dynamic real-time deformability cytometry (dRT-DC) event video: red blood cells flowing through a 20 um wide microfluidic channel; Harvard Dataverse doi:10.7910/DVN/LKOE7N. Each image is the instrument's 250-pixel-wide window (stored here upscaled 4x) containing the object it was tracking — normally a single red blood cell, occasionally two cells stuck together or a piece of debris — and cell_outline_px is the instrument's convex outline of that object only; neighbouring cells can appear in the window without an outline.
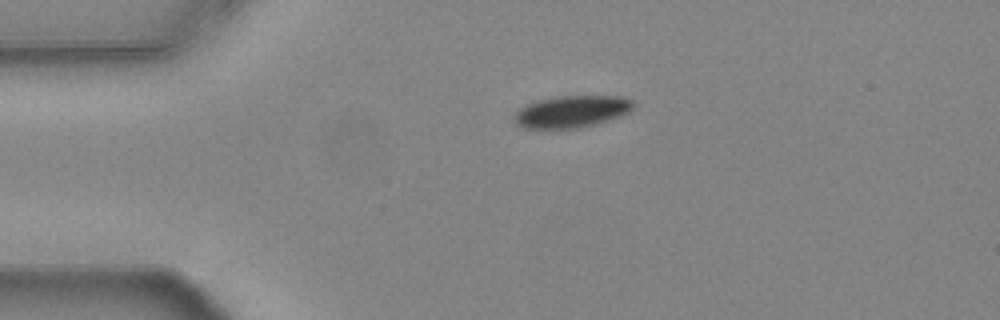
{"species": "common noctule bat (a hibernating species)", "species_latin": "Nyctalus noctula", "temperature_condition": "warm", "stored_images_in_passage": 44, "camera_frame_rate_fps": 3000, "um_per_image_px": 0.085, "animal": {"sex": "female", "body_mass_g": 24.6, "forearm_length_mm": 56.2}, "frame": {"image": 1, "passage_image": 1, "time_ms": 0.0, "image_size_px": [1000, 320], "cell_outline_px": [[632, 108], [628, 112], [620, 116], [596, 124], [580, 128], [524, 128], [516, 124], [512, 116], [520, 108], [528, 104], [540, 100], [556, 96], [624, 96], [632, 100]], "centroid_in_image_um": [48.58, 9.48], "position_along_channel_um": 36.4, "area_um2": 22.08}}
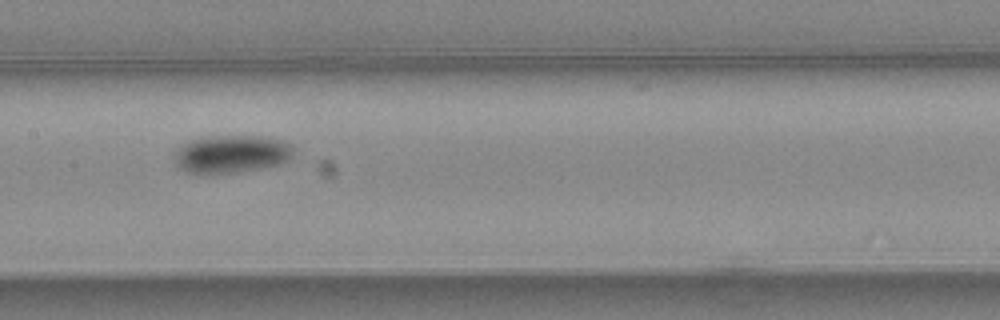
{"frame": {"image": 2, "passage_image": 16, "time_ms": 5.0, "image_size_px": [1000, 320], "cell_outline_px": [[292, 156], [288, 160], [280, 164], [236, 172], [184, 172], [176, 164], [176, 152], [184, 144], [192, 140], [204, 136], [268, 136], [284, 140], [292, 148]], "centroid_in_image_um": [19.71, 13.06], "position_along_channel_um": 187.7, "area_um2": 25.78}}
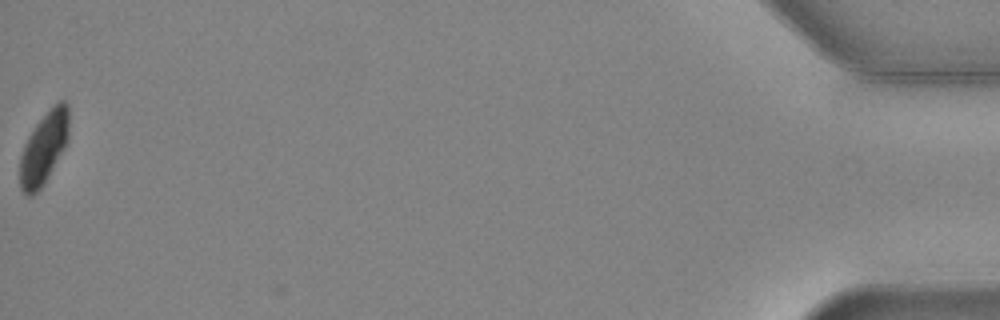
{"frame": {"image": 3, "passage_image": 44, "time_ms": 14.333, "image_size_px": [1000, 320], "cell_outline_px": [[68, 140], [64, 148], [44, 184], [32, 196], [28, 196], [20, 188], [20, 156], [24, 144], [28, 136], [36, 124], [48, 108], [60, 100], [64, 100], [68, 104]], "centroid_in_image_um": [3.72, 12.55], "position_along_channel_um": 431.5, "area_um2": 20.58}, "authors_computed_cell_mechanics": {"area_um2": 23.8136, "velocity_mm_per_s": 3.7407, "shape_relaxation_time_tau1_ms": 3.3556, "shape_relaxation_time_tau2_ms": null, "deformation_change_tau1": 0.1198, "deformation_change_tau2": null}}